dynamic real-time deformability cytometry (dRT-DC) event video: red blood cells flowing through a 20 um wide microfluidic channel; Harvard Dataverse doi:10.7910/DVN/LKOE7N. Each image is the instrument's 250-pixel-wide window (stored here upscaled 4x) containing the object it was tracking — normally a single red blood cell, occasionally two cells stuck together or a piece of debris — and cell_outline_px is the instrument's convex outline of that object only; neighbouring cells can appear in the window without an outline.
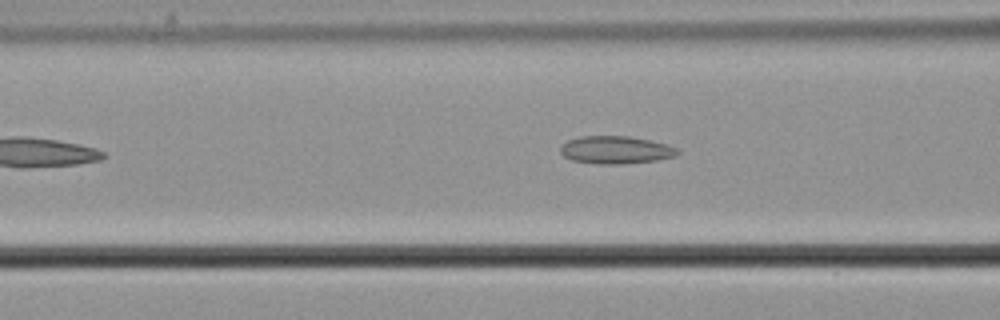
{"species": "common noctule bat (a hibernating species)", "species_latin": "Nyctalus noctula", "temperature_condition": "cold", "stored_images_in_passage": 43, "camera_frame_rate_fps": 3000, "um_per_image_px": 0.085, "animal": {"sex": "male", "body_mass_g": 21.5, "forearm_length_mm": 52.0}, "frame": {"image": 1, "passage_image": 9, "time_ms": 2.667, "image_size_px": [1000, 320], "cell_outline_px": [[680, 152], [676, 156], [656, 160], [620, 164], [600, 164], [572, 160], [564, 156], [560, 152], [560, 148], [568, 140], [580, 136], [628, 136], [668, 144], [676, 148]], "centroid_in_image_um": [52.34, 12.74], "position_along_channel_um": 114.3, "area_um2": 18.79}}
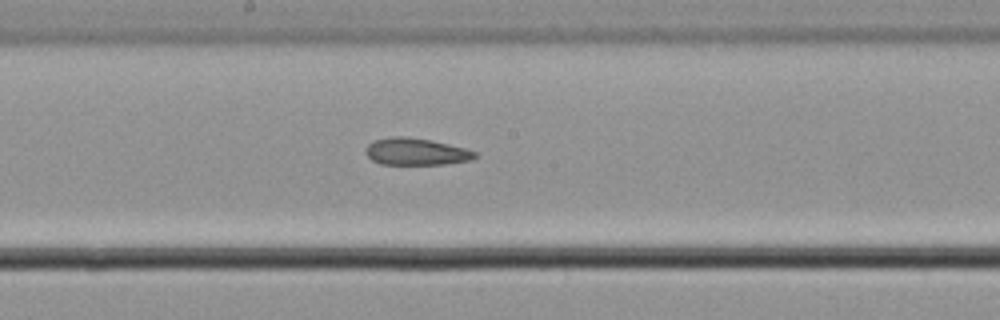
{"frame": {"image": 2, "passage_image": 17, "time_ms": 5.333, "image_size_px": [1000, 320], "cell_outline_px": [[476, 156], [472, 160], [444, 164], [380, 164], [372, 160], [364, 152], [364, 148], [372, 140], [392, 136], [404, 136], [428, 140], [448, 144], [464, 148], [476, 152]], "centroid_in_image_um": [35.3, 12.89], "position_along_channel_um": 212.9, "area_um2": 17.17}}
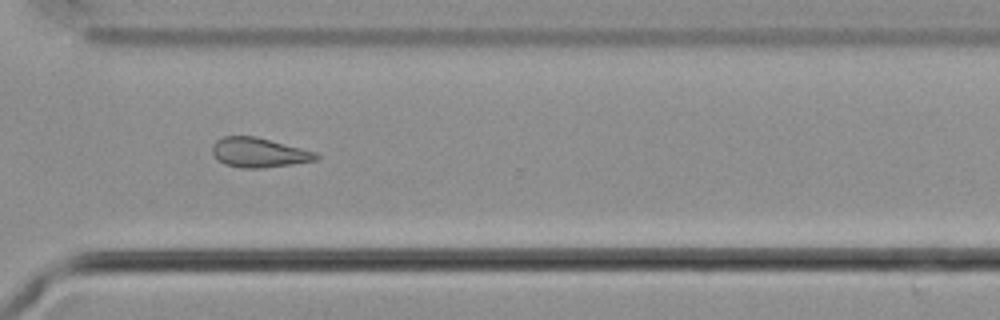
{"frame": {"image": 3, "passage_image": 28, "time_ms": 9.0, "image_size_px": [1000, 320], "cell_outline_px": [[320, 156], [316, 160], [292, 164], [264, 168], [240, 168], [224, 164], [212, 152], [212, 144], [216, 140], [224, 136], [256, 136], [316, 152]], "centroid_in_image_um": [22.0, 12.97], "position_along_channel_um": 348.6, "area_um2": 17.86}, "authors_computed_cell_mechanics": {"area_um2": 17.9758, "velocity_mm_per_s": 3.6945, "shape_relaxation_time_tau1_ms": null, "shape_relaxation_time_tau2_ms": 3.809, "deformation_change_tau1": null, "deformation_change_tau2": 0.0982}}